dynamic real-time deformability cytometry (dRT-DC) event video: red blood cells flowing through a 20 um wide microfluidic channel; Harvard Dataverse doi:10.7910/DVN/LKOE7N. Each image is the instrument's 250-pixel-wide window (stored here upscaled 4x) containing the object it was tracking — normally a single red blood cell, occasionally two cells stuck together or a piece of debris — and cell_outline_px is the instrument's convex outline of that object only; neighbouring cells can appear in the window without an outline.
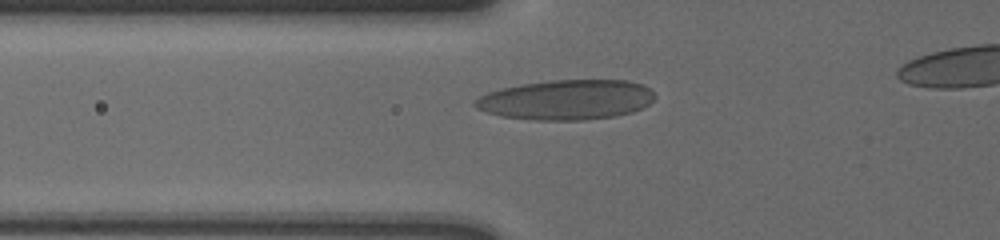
{"species": "human", "species_latin": "Homo sapiens", "temperature_condition": "cold", "stored_images_in_passage": 34, "camera_frame_rate_fps": 3000, "um_per_image_px": 0.085, "donor": {"sex": "male"}, "frame": {"image": 1, "passage_image": 2, "time_ms": 0.333, "image_size_px": [1000, 240], "cell_outline_px": [[656, 96], [644, 108], [632, 112], [616, 116], [584, 120], [536, 120], [500, 116], [476, 108], [472, 104], [472, 100], [488, 92], [500, 88], [520, 84], [552, 80], [628, 80], [644, 84]], "centroid_in_image_um": [48.14, 8.48], "position_along_channel_um": 77.7, "area_um2": 42.14}}
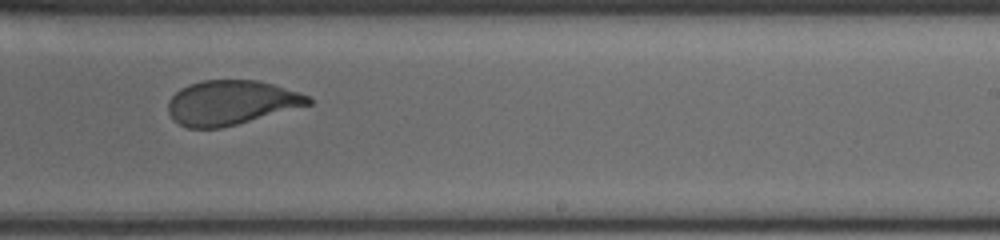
{"frame": {"image": 2, "passage_image": 18, "time_ms": 5.667, "image_size_px": [1000, 240], "cell_outline_px": [[312, 104], [236, 124], [220, 128], [188, 128], [180, 124], [168, 112], [168, 100], [180, 88], [188, 84], [200, 80], [256, 80], [272, 84], [308, 96], [312, 100]], "centroid_in_image_um": [19.6, 8.71], "position_along_channel_um": 269.4, "area_um2": 35.95}}
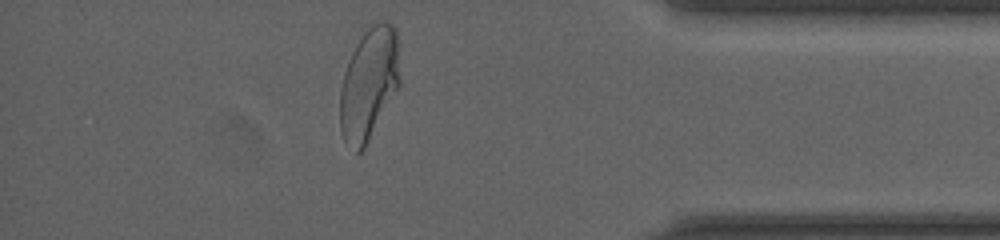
{"frame": {"image": 3, "passage_image": 31, "time_ms": 10.0, "image_size_px": [1000, 240], "cell_outline_px": [[400, 84], [364, 148], [356, 156], [344, 140], [340, 132], [340, 88], [344, 72], [348, 60], [356, 44], [364, 32], [372, 24], [380, 20], [384, 20], [392, 24], [396, 28], [400, 80]], "centroid_in_image_um": [31.34, 7.13], "position_along_channel_um": 403.9, "area_um2": 39.25}}